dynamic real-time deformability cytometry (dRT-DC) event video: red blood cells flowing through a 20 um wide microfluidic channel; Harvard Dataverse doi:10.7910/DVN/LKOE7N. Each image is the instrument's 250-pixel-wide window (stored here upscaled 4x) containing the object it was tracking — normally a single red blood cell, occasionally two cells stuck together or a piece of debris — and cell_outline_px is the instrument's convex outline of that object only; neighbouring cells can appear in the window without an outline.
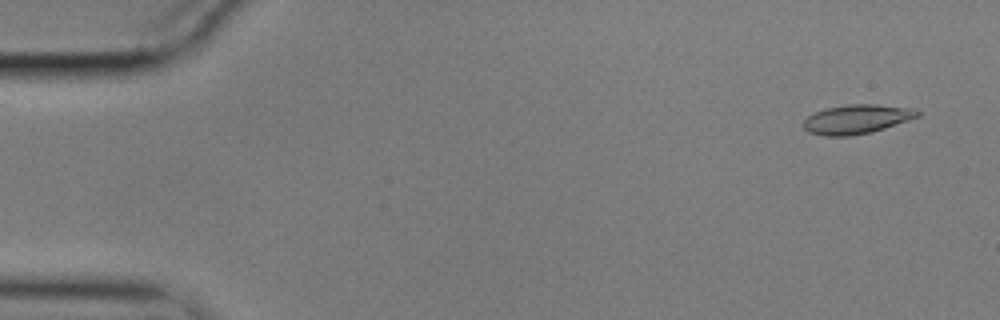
{"species": "common noctule bat (a hibernating species)", "species_latin": "Nyctalus noctula", "temperature_condition": "cold", "stored_images_in_passage": 56, "camera_frame_rate_fps": 3000, "um_per_image_px": 0.085, "animal": {"sex": "male", "body_mass_g": 17.9}, "frame": {"image": 1, "passage_image": 3, "time_ms": 0.667, "image_size_px": [1000, 320], "cell_outline_px": [[920, 116], [872, 132], [852, 136], [824, 136], [808, 132], [804, 128], [804, 120], [808, 116], [816, 112], [828, 108], [848, 104], [876, 104], [916, 108], [920, 112]], "centroid_in_image_um": [72.85, 10.13], "position_along_channel_um": 12.2, "area_um2": 19.42}}
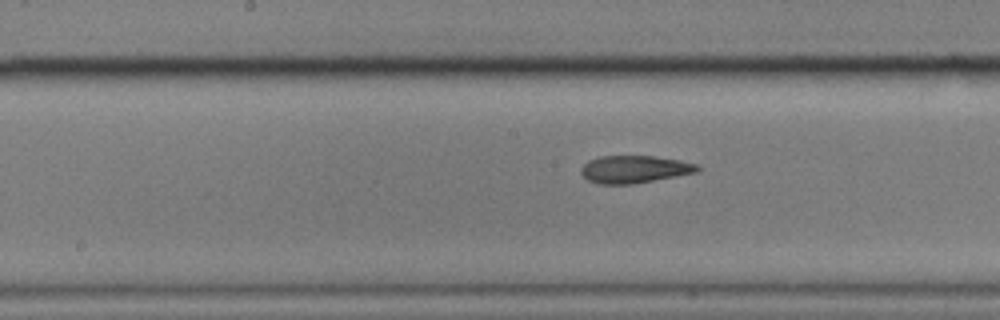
{"frame": {"image": 2, "passage_image": 28, "time_ms": 9.0, "image_size_px": [1000, 320], "cell_outline_px": [[700, 168], [696, 172], [676, 176], [632, 184], [600, 184], [588, 180], [580, 172], [580, 168], [588, 160], [600, 156], [656, 156], [680, 160], [696, 164]], "centroid_in_image_um": [53.89, 14.38], "position_along_channel_um": 194.3, "area_um2": 18.55}}
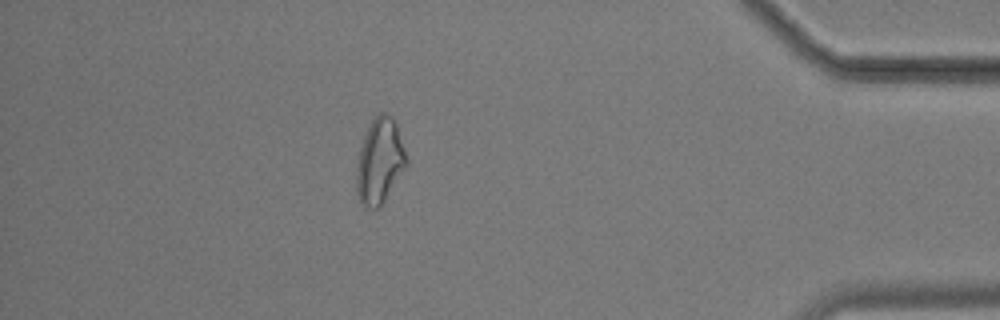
{"frame": {"image": 3, "passage_image": 49, "time_ms": 16.0, "image_size_px": [1000, 320], "cell_outline_px": [[408, 164], [380, 208], [372, 208], [360, 204], [356, 192], [356, 164], [360, 148], [364, 136], [372, 120], [380, 112], [384, 112], [392, 116], [396, 124], [408, 160]], "centroid_in_image_um": [32.27, 13.72], "position_along_channel_um": 402.9, "area_um2": 24.91}, "authors_computed_cell_mechanics": {"area_um2": 19.1029, "velocity_mm_per_s": 3.5798, "shape_relaxation_time_tau1_ms": null, "shape_relaxation_time_tau2_ms": 4.4199, "deformation_change_tau1": null, "deformation_change_tau2": 0.1259}}